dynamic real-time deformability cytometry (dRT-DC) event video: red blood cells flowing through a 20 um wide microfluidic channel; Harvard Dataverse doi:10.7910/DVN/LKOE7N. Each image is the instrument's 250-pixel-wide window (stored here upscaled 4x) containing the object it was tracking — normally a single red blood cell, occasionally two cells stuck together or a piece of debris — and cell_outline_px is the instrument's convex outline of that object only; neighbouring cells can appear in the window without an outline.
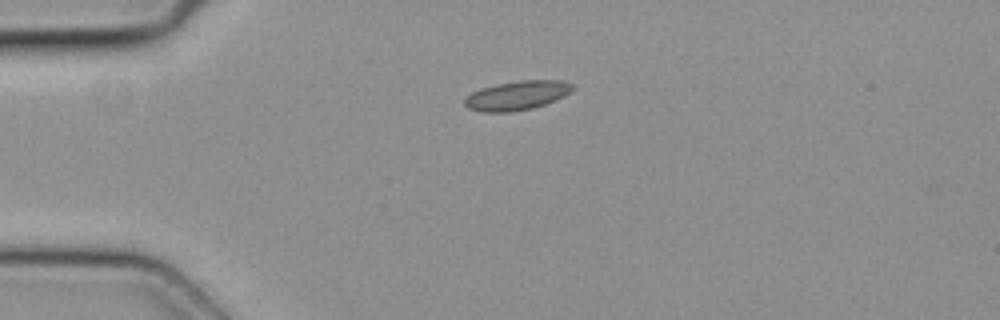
{"species": "common noctule bat (a hibernating species)", "species_latin": "Nyctalus noctula", "temperature_condition": "cold", "stored_images_in_passage": 3, "camera_frame_rate_fps": 3000, "um_per_image_px": 0.085, "animal": {"sex": "female", "body_mass_g": 19.3, "forearm_length_mm": 54.1}, "frame": {"image": 1, "passage_image": 1, "time_ms": 0.0, "image_size_px": [1000, 320], "cell_outline_px": [[572, 88], [564, 96], [556, 100], [532, 108], [512, 112], [480, 112], [468, 108], [464, 104], [464, 100], [472, 92], [480, 88], [496, 84], [520, 80], [564, 80], [572, 84]], "centroid_in_image_um": [43.91, 8.11], "position_along_channel_um": 41.1, "area_um2": 18.32}}
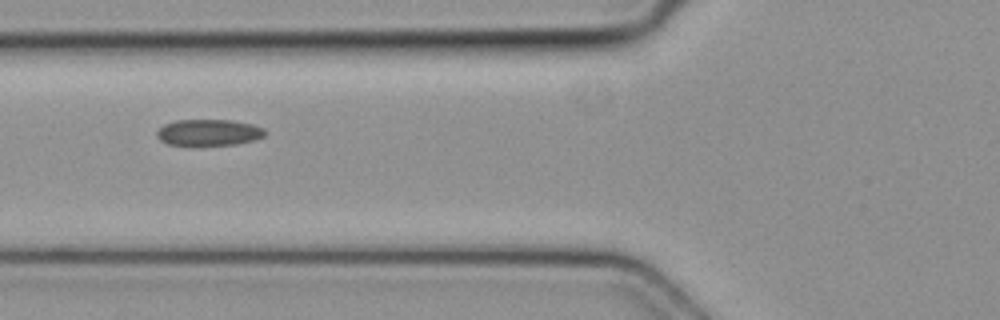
{"frame": {"image": 2, "passage_image": 3, "time_ms": 0.667, "image_size_px": [1000, 320], "cell_outline_px": [[268, 132], [264, 136], [256, 140], [236, 144], [196, 148], [192, 148], [168, 144], [160, 140], [156, 136], [156, 132], [164, 124], [176, 120], [232, 120], [252, 124], [264, 128]], "centroid_in_image_um": [17.73, 11.31], "position_along_channel_um": 108.1, "area_um2": 17.51}}